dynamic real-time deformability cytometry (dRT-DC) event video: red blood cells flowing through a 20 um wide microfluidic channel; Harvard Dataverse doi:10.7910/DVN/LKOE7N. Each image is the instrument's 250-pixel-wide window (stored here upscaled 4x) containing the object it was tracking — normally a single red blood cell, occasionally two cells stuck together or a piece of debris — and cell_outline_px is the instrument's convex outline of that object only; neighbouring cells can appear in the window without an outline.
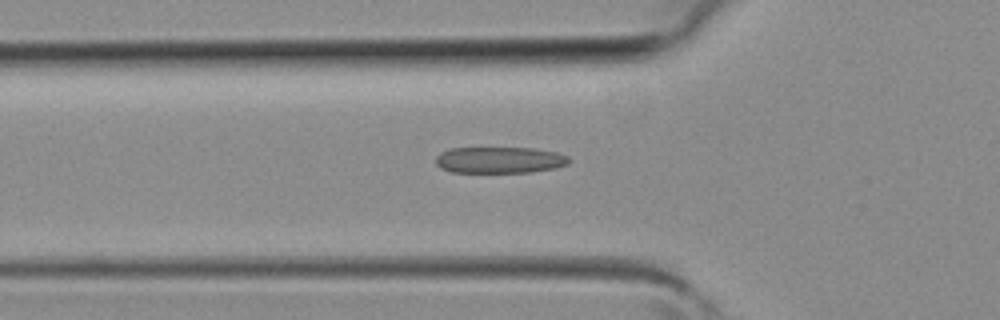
{"species": "common noctule bat (a hibernating species)", "species_latin": "Nyctalus noctula", "temperature_condition": "room temperature", "stored_images_in_passage": 30, "camera_frame_rate_fps": 3000, "um_per_image_px": 0.085, "animal": {"sex": "female", "body_mass_g": 19.3, "forearm_length_mm": 54.1}, "frame": {"image": 1, "passage_image": 3, "time_ms": 0.667, "image_size_px": [1000, 320], "cell_outline_px": [[572, 160], [568, 164], [556, 168], [532, 172], [452, 172], [440, 168], [436, 164], [436, 156], [440, 152], [448, 148], [532, 148], [556, 152], [568, 156]], "centroid_in_image_um": [42.47, 13.6], "position_along_channel_um": 83.3, "area_um2": 20.63}}
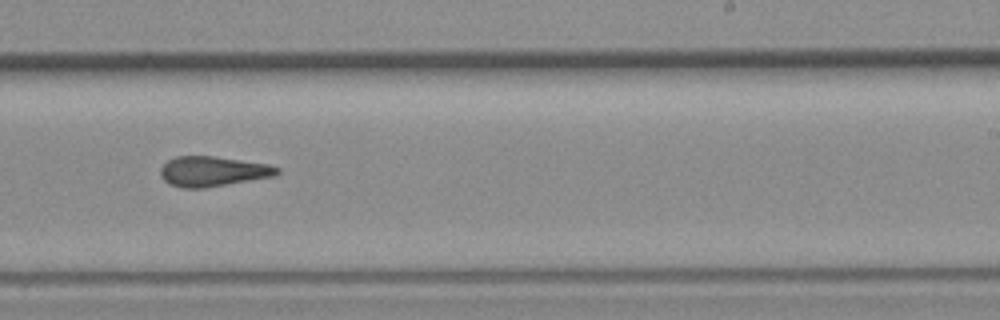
{"frame": {"image": 2, "passage_image": 14, "time_ms": 4.333, "image_size_px": [1000, 320], "cell_outline_px": [[280, 172], [276, 176], [204, 188], [184, 188], [168, 184], [160, 176], [160, 168], [168, 160], [176, 156], [212, 156], [268, 164], [280, 168]], "centroid_in_image_um": [18.08, 14.57], "position_along_channel_um": 270.9, "area_um2": 20.46}}
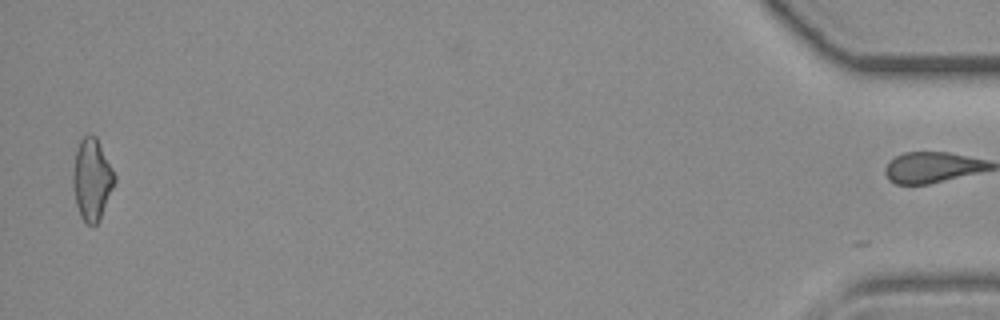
{"frame": {"image": 3, "passage_image": 29, "time_ms": 9.333, "image_size_px": [1000, 320], "cell_outline_px": [[116, 180], [100, 220], [96, 224], [88, 224], [80, 216], [76, 204], [72, 184], [72, 172], [76, 152], [80, 140], [84, 136], [96, 136], [116, 176]], "centroid_in_image_um": [7.81, 15.27], "position_along_channel_um": 427.4, "area_um2": 19.65}}